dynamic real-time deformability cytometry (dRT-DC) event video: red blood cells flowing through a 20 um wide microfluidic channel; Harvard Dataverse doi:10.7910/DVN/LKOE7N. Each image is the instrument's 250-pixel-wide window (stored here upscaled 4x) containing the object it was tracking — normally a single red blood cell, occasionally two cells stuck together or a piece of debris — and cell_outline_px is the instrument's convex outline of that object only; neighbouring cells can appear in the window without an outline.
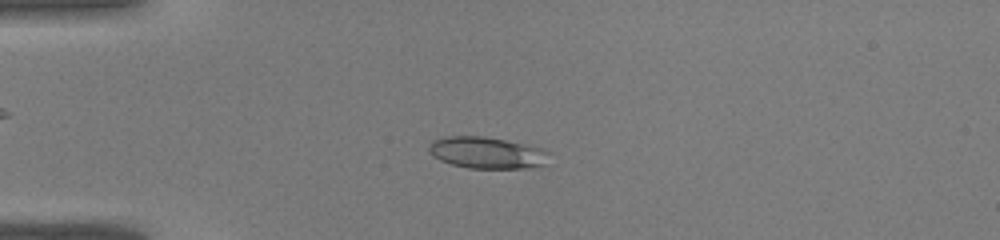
{"species": "common noctule bat (a hibernating species)", "species_latin": "Nyctalus noctula", "temperature_condition": "warm", "stored_images_in_passage": 34, "camera_frame_rate_fps": 3000, "um_per_image_px": 0.085, "animal": {"sex": "male", "body_mass_g": 19.0, "forearm_length_mm": 50.8}, "frame": {"image": 1, "passage_image": 3, "time_ms": 0.667, "image_size_px": [1000, 240], "cell_outline_px": [[548, 152], [544, 164], [528, 168], [468, 168], [452, 164], [440, 160], [432, 156], [428, 152], [428, 144], [432, 140], [444, 136], [484, 136], [544, 148]], "centroid_in_image_um": [41.31, 12.97], "position_along_channel_um": 43.7, "area_um2": 22.14}}
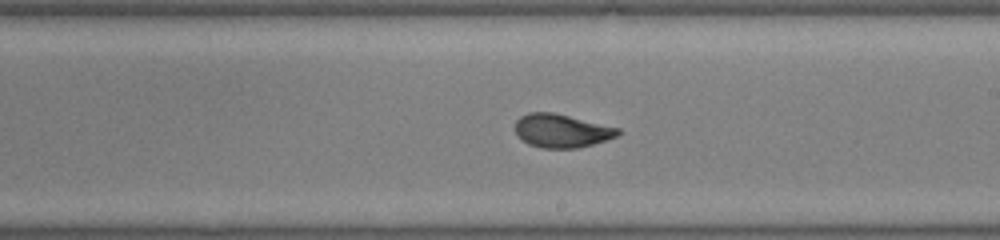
{"frame": {"image": 2, "passage_image": 17, "time_ms": 5.333, "image_size_px": [1000, 240], "cell_outline_px": [[624, 132], [616, 136], [592, 144], [576, 148], [540, 148], [528, 144], [520, 140], [516, 132], [516, 120], [520, 116], [528, 112], [552, 112], [620, 128]], "centroid_in_image_um": [47.71, 11.11], "position_along_channel_um": 241.3, "area_um2": 20.06}}
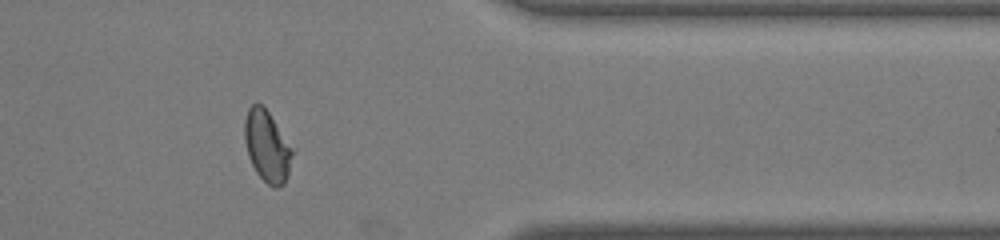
{"frame": {"image": 3, "passage_image": 27, "time_ms": 8.667, "image_size_px": [1000, 240], "cell_outline_px": [[296, 148], [288, 176], [284, 184], [276, 188], [268, 184], [256, 172], [248, 156], [244, 140], [244, 120], [248, 108], [252, 104], [260, 104], [268, 112]], "centroid_in_image_um": [22.75, 12.44], "position_along_channel_um": 388.7, "area_um2": 20.35}}